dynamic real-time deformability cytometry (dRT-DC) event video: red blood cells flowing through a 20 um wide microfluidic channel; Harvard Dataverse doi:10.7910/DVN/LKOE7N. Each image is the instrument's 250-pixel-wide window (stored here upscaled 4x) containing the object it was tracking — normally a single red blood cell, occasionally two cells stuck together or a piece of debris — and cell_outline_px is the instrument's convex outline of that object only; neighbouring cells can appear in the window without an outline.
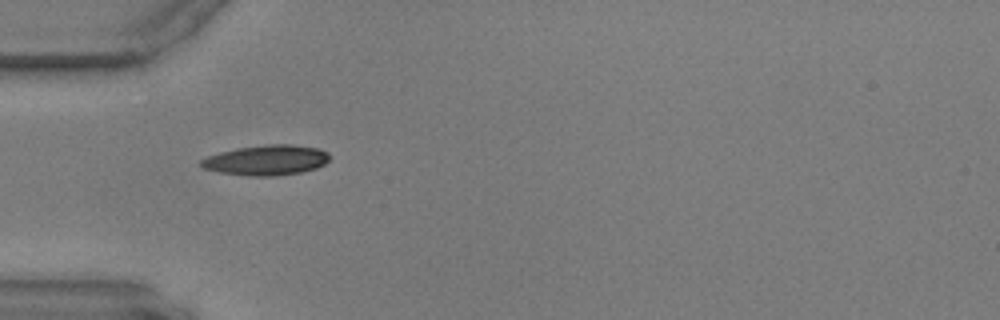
{"species": "common noctule bat (a hibernating species)", "species_latin": "Nyctalus noctula", "temperature_condition": "warm", "stored_images_in_passage": 4, "camera_frame_rate_fps": 3000, "um_per_image_px": 0.085, "animal": {"sex": "male", "body_mass_g": 17.9, "forearm_length_mm": 54.2}, "frame": {"image": 1, "passage_image": 1, "time_ms": 0.0, "image_size_px": [1000, 320], "cell_outline_px": [[328, 160], [324, 164], [316, 168], [300, 172], [272, 176], [252, 176], [220, 172], [204, 168], [200, 164], [200, 160], [208, 156], [220, 152], [236, 148], [268, 144], [292, 144], [316, 148], [328, 152]], "centroid_in_image_um": [22.63, 13.6], "position_along_channel_um": 62.4, "area_um2": 22.37}}